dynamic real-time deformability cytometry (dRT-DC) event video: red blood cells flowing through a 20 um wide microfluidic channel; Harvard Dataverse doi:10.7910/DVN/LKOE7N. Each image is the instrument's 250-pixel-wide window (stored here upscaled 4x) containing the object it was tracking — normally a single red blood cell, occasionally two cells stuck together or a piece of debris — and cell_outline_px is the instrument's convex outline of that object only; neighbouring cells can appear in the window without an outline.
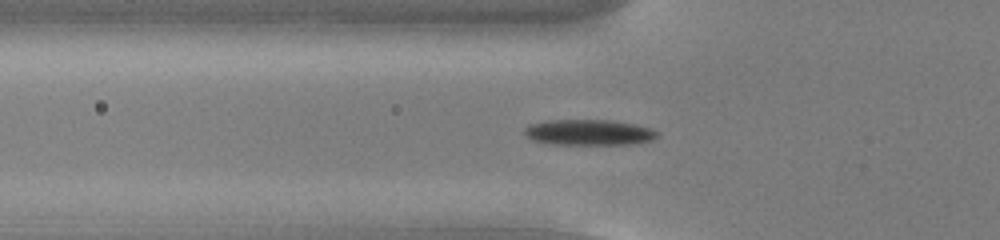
{"species": "common noctule bat (a hibernating species)", "species_latin": "Nyctalus noctula", "temperature_condition": "cold", "stored_images_in_passage": 56, "camera_frame_rate_fps": 3000, "um_per_image_px": 0.085, "animal": {"sex": "male", "body_mass_g": 13.0, "forearm_length_mm": 53.1}, "frame": {"image": 1, "passage_image": 20, "time_ms": 6.333, "image_size_px": [1000, 240], "cell_outline_px": [[660, 132], [652, 140], [628, 144], [552, 144], [532, 140], [524, 132], [524, 128], [528, 124], [548, 120], [612, 120], [636, 124], [652, 128]], "centroid_in_image_um": [50.06, 11.24], "position_along_channel_um": 75.7, "area_um2": 19.94}}
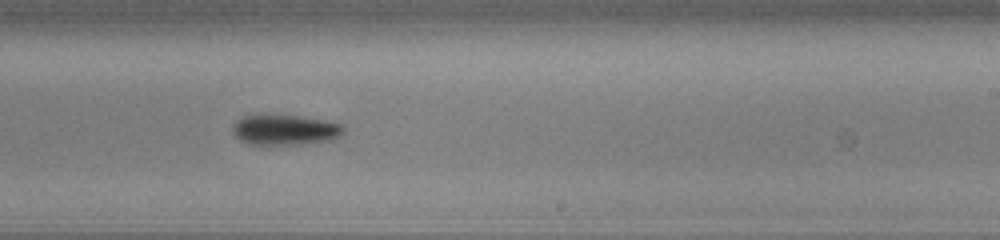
{"frame": {"image": 2, "passage_image": 35, "time_ms": 11.333, "image_size_px": [1000, 240], "cell_outline_px": [[344, 132], [340, 136], [332, 140], [300, 144], [248, 144], [240, 140], [232, 132], [232, 124], [236, 120], [244, 116], [296, 116], [324, 120], [344, 124]], "centroid_in_image_um": [24.24, 11.05], "position_along_channel_um": 264.8, "area_um2": 19.42}}
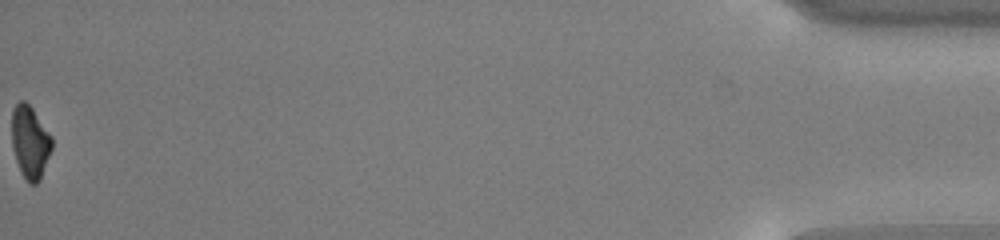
{"frame": {"image": 3, "passage_image": 56, "time_ms": 18.333, "image_size_px": [1000, 240], "cell_outline_px": [[52, 148], [40, 180], [36, 184], [28, 184], [20, 172], [16, 160], [12, 144], [12, 108], [20, 100], [24, 100], [32, 108], [52, 136]], "centroid_in_image_um": [2.55, 12.09], "position_along_channel_um": 432.6, "area_um2": 17.05}, "authors_computed_cell_mechanics": {"area_um2": 18.207, "velocity_mm_per_s": 3.7811, "shape_relaxation_time_tau1_ms": 5.8035, "shape_relaxation_time_tau2_ms": null, "deformation_change_tau1": 0.2159, "deformation_change_tau2": null}}